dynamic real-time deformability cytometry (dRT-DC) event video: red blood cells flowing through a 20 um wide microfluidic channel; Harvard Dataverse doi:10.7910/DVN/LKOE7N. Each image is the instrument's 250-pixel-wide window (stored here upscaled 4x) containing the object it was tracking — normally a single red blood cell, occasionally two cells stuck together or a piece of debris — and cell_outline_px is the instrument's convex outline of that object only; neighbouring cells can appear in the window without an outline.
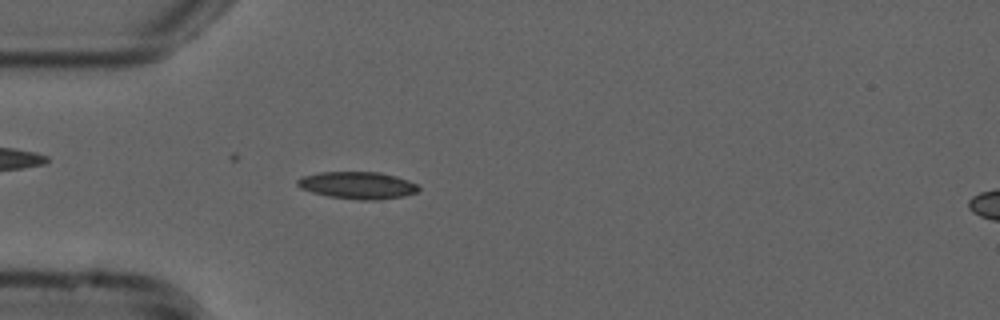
{"species": "common noctule bat (a hibernating species)", "species_latin": "Nyctalus noctula", "temperature_condition": "cold", "stored_images_in_passage": 44, "camera_frame_rate_fps": 3000, "um_per_image_px": 0.085, "animal": {"sex": "male", "forearm_length_mm": 52.5}, "frame": {"image": 1, "passage_image": 6, "time_ms": 1.667, "image_size_px": [1000, 320], "cell_outline_px": [[420, 188], [416, 192], [404, 196], [376, 200], [360, 200], [328, 196], [312, 192], [300, 188], [296, 184], [296, 180], [304, 176], [320, 172], [380, 172], [396, 176], [408, 180], [416, 184]], "centroid_in_image_um": [30.39, 15.75], "position_along_channel_um": 54.6, "area_um2": 19.13}}
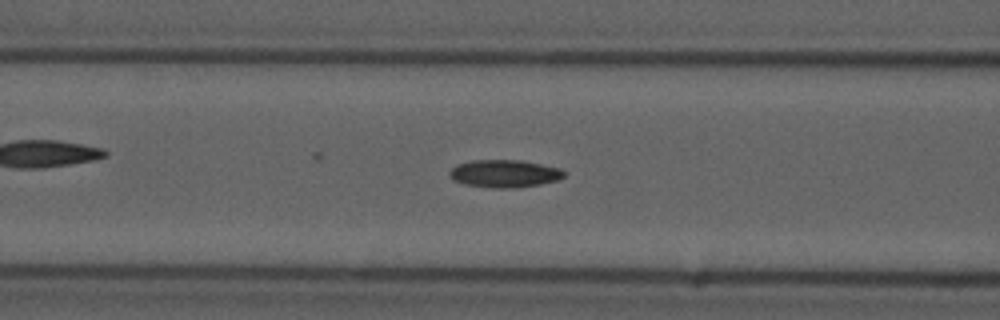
{"frame": {"image": 2, "passage_image": 12, "time_ms": 3.667, "image_size_px": [1000, 320], "cell_outline_px": [[564, 176], [560, 180], [540, 184], [512, 188], [488, 188], [464, 184], [452, 180], [448, 176], [448, 172], [456, 164], [472, 160], [520, 160], [560, 168], [564, 172]], "centroid_in_image_um": [42.83, 14.76], "position_along_channel_um": 123.8, "area_um2": 18.61}}
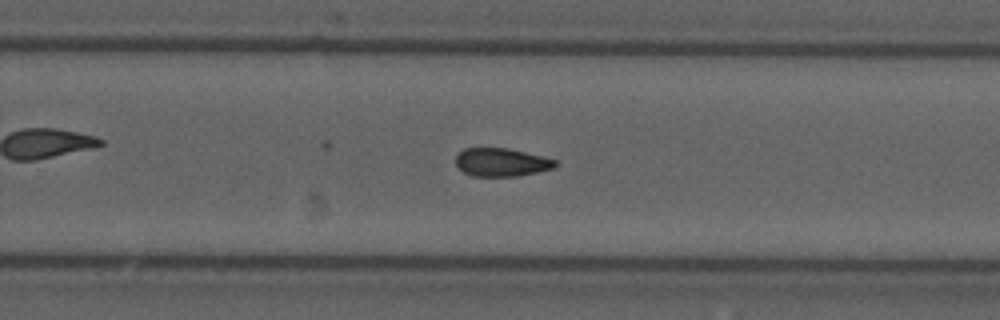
{"frame": {"image": 3, "passage_image": 25, "time_ms": 8.0, "image_size_px": [1000, 320], "cell_outline_px": [[560, 164], [556, 168], [516, 176], [472, 176], [464, 172], [456, 164], [456, 156], [464, 148], [508, 148], [544, 156], [556, 160]], "centroid_in_image_um": [42.67, 13.79], "position_along_channel_um": 287.1, "area_um2": 16.47}, "authors_computed_cell_mechanics": {"area_um2": 17.1088, "velocity_mm_per_s": 3.7835, "shape_relaxation_time_tau1_ms": 9.486, "shape_relaxation_time_tau2_ms": 9.7576, "deformation_change_tau1": 0.1964, "deformation_change_tau2": 0.1777}}